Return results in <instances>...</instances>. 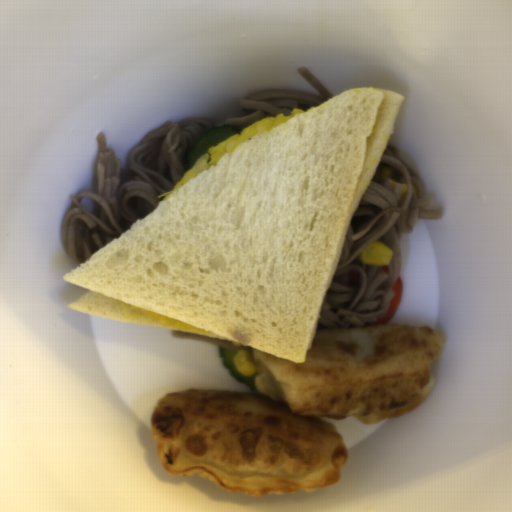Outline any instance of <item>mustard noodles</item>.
<instances>
[{"mask_svg":"<svg viewBox=\"0 0 512 512\" xmlns=\"http://www.w3.org/2000/svg\"><path fill=\"white\" fill-rule=\"evenodd\" d=\"M416 171L397 146L386 145L369 185L346 229L337 269L321 302L315 332L375 327L389 310L392 287L401 272L402 235L418 219H442ZM394 252L388 266L363 264L360 253L374 242Z\"/></svg>","mask_w":512,"mask_h":512,"instance_id":"mustard-noodles-1","label":"mustard noodles"},{"mask_svg":"<svg viewBox=\"0 0 512 512\" xmlns=\"http://www.w3.org/2000/svg\"><path fill=\"white\" fill-rule=\"evenodd\" d=\"M170 335L173 339H195V340H200V341L210 343V344L218 346V347L235 350L238 352L240 350H247L248 352H250L252 354V349H254V348L243 345V344L238 343L233 340L218 338V337L204 335V334L191 333V332L178 331V330L171 329Z\"/></svg>","mask_w":512,"mask_h":512,"instance_id":"mustard-noodles-4","label":"mustard noodles"},{"mask_svg":"<svg viewBox=\"0 0 512 512\" xmlns=\"http://www.w3.org/2000/svg\"><path fill=\"white\" fill-rule=\"evenodd\" d=\"M296 71L319 94L280 88L243 97L239 100V107L245 115L227 118L225 125H233L243 131L264 118L290 115L295 108L305 112L335 97L307 68L298 67Z\"/></svg>","mask_w":512,"mask_h":512,"instance_id":"mustard-noodles-3","label":"mustard noodles"},{"mask_svg":"<svg viewBox=\"0 0 512 512\" xmlns=\"http://www.w3.org/2000/svg\"><path fill=\"white\" fill-rule=\"evenodd\" d=\"M211 128L204 117L168 121L131 149L128 169L122 168L104 132H99L97 191L69 195L71 205L59 233L65 254L82 264L158 209L186 173L187 153Z\"/></svg>","mask_w":512,"mask_h":512,"instance_id":"mustard-noodles-2","label":"mustard noodles"}]
</instances>
